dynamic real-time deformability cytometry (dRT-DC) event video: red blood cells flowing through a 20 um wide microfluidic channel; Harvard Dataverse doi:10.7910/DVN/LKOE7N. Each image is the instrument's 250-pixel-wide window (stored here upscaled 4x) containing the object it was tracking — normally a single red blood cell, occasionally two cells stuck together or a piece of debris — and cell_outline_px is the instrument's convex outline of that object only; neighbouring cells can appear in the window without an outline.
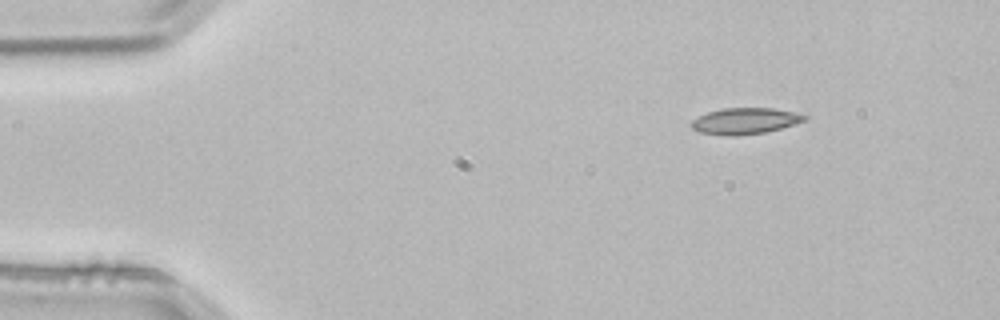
{"species": "common noctule bat (a hibernating species)", "species_latin": "Nyctalus noctula", "temperature_condition": "room temperature", "stored_images_in_passage": 3, "camera_frame_rate_fps": 3000, "um_per_image_px": 0.085, "animal": {"sex": "male", "body_mass_g": 21.5, "forearm_length_mm": 52.0}, "frame": {"image": 1, "passage_image": 1, "time_ms": 0.0, "image_size_px": [1000, 320], "cell_outline_px": [[808, 120], [780, 128], [764, 132], [736, 136], [728, 136], [700, 132], [692, 128], [692, 120], [708, 112], [724, 108], [772, 108], [796, 112], [808, 116]], "centroid_in_image_um": [63.37, 10.28], "position_along_channel_um": 21.6, "area_um2": 17.17}}
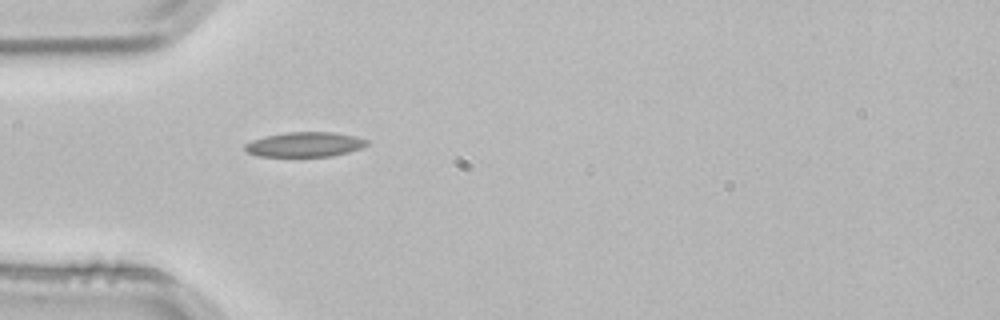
{"frame": {"image": 2, "passage_image": 3, "time_ms": 0.667, "image_size_px": [1000, 320], "cell_outline_px": [[368, 144], [360, 148], [348, 152], [332, 156], [256, 156], [248, 152], [244, 148], [244, 144], [252, 140], [264, 136], [288, 132], [336, 132], [356, 136], [368, 140]], "centroid_in_image_um": [25.9, 12.27], "position_along_channel_um": 59.1, "area_um2": 17.63}}